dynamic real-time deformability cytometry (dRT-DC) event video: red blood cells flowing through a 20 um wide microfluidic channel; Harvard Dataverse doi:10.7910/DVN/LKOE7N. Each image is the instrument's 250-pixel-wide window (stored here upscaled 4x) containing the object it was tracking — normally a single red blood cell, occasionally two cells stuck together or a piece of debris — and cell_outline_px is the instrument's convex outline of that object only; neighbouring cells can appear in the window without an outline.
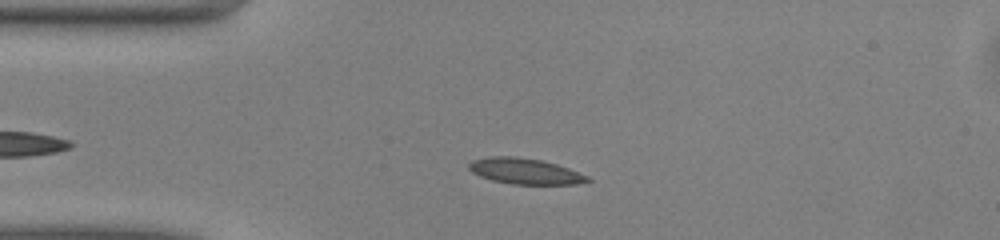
{"species": "common noctule bat (a hibernating species)", "species_latin": "Nyctalus noctula", "temperature_condition": "warm", "stored_images_in_passage": 42, "camera_frame_rate_fps": 3000, "um_per_image_px": 0.085, "animal": {"sex": "male", "body_mass_g": 13.0, "forearm_length_mm": 53.1}, "frame": {"image": 1, "passage_image": 8, "time_ms": 2.333, "image_size_px": [1000, 240], "cell_outline_px": [[592, 180], [576, 184], [512, 184], [492, 180], [480, 176], [472, 172], [468, 168], [468, 164], [472, 160], [488, 156], [516, 156], [544, 160], [568, 168], [588, 176]], "centroid_in_image_um": [44.6, 14.54], "position_along_channel_um": 40.4, "area_um2": 17.92}}
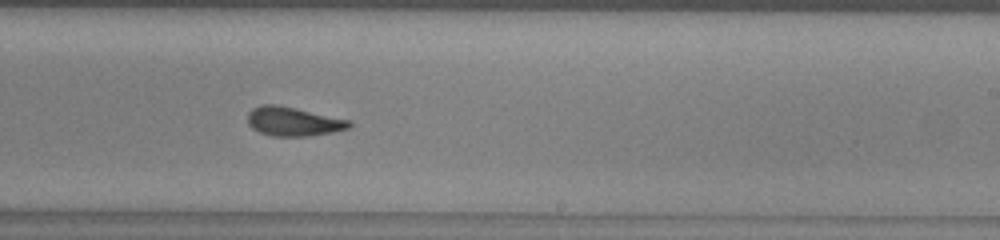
{"frame": {"image": 2, "passage_image": 26, "time_ms": 8.333, "image_size_px": [1000, 240], "cell_outline_px": [[352, 124], [348, 128], [332, 132], [308, 136], [272, 136], [260, 132], [252, 128], [248, 124], [248, 112], [252, 108], [260, 104], [276, 104], [296, 108], [352, 120]], "centroid_in_image_um": [24.92, 10.31], "position_along_channel_um": 264.1, "area_um2": 17.28}}
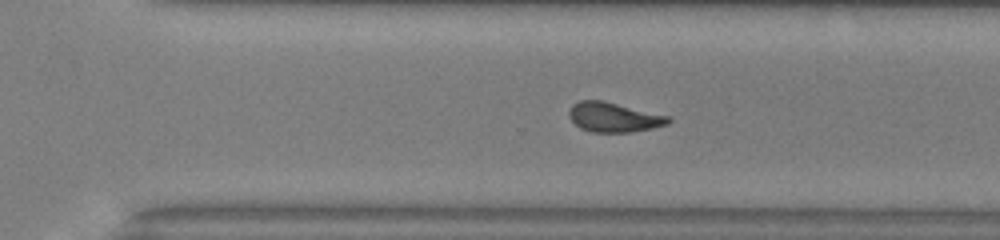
{"frame": {"image": 3, "passage_image": 30, "time_ms": 9.667, "image_size_px": [1000, 240], "cell_outline_px": [[672, 120], [668, 124], [652, 128], [632, 132], [592, 132], [580, 128], [568, 116], [568, 112], [572, 104], [580, 100], [600, 100], [668, 116]], "centroid_in_image_um": [52.14, 9.97], "position_along_channel_um": 318.5, "area_um2": 16.94}, "authors_computed_cell_mechanics": {"area_um2": 17.5134, "velocity_mm_per_s": 4.0824, "shape_relaxation_time_tau1_ms": 4.7571, "shape_relaxation_time_tau2_ms": 1.9092, "deformation_change_tau1": 0.1519, "deformation_change_tau2": 0.0686}}